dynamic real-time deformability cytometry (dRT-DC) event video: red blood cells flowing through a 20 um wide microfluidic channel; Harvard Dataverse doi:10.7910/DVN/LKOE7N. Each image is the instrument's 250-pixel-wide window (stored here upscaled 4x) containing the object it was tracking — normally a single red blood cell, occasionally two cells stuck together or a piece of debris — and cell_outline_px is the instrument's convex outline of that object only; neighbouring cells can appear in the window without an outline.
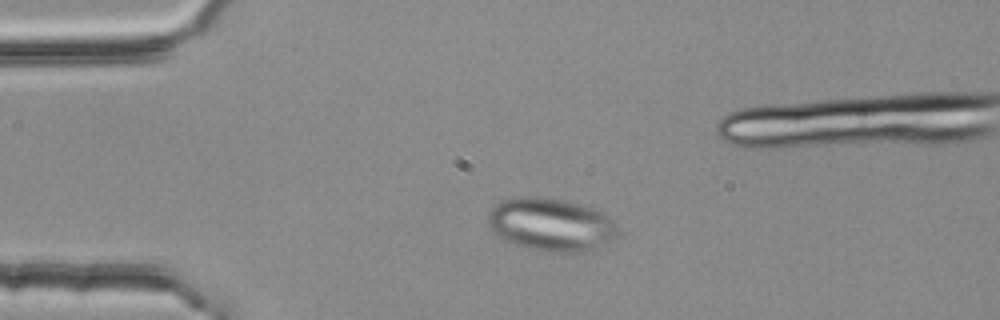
{"species": "common noctule bat (a hibernating species)", "species_latin": "Nyctalus noctula", "temperature_condition": "room temperature", "stored_images_in_passage": 52, "camera_frame_rate_fps": 3000, "um_per_image_px": 0.085, "animal": {"sex": "female", "body_mass_g": 25.1}, "frame": {"image": 1, "passage_image": 10, "time_ms": 3.0, "image_size_px": [1000, 320], "cell_outline_px": [[616, 236], [592, 252], [548, 252], [528, 248], [504, 240], [496, 236], [492, 232], [488, 224], [488, 212], [500, 200], [520, 196], [536, 196], [584, 204], [604, 212], [616, 224]], "centroid_in_image_um": [46.82, 19.09], "position_along_channel_um": 38.2, "area_um2": 40.52}}
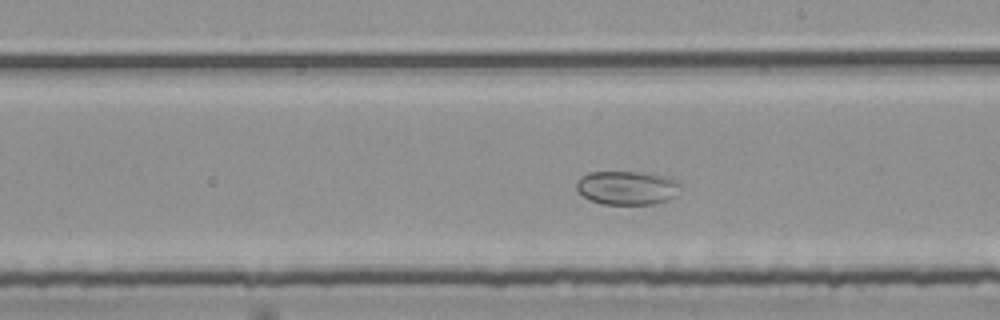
{"frame": {"image": 2, "passage_image": 29, "time_ms": 9.333, "image_size_px": [1000, 320], "cell_outline_px": [[680, 188], [676, 196], [668, 200], [652, 204], [604, 204], [592, 200], [584, 196], [576, 188], [576, 180], [580, 176], [588, 172], [652, 172], [668, 176], [680, 180]], "centroid_in_image_um": [53.36, 15.94], "position_along_channel_um": 235.6, "area_um2": 20.87}}
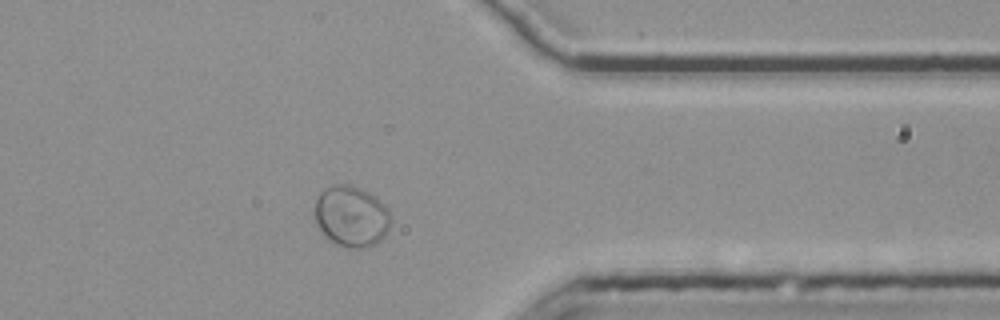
{"frame": {"image": 3, "passage_image": 42, "time_ms": 13.667, "image_size_px": [1000, 320], "cell_outline_px": [[388, 228], [384, 236], [376, 244], [364, 248], [348, 248], [336, 244], [316, 224], [316, 200], [320, 192], [324, 188], [332, 184], [352, 184], [376, 196], [388, 208]], "centroid_in_image_um": [29.86, 18.36], "position_along_channel_um": 381.5, "area_um2": 26.76}}